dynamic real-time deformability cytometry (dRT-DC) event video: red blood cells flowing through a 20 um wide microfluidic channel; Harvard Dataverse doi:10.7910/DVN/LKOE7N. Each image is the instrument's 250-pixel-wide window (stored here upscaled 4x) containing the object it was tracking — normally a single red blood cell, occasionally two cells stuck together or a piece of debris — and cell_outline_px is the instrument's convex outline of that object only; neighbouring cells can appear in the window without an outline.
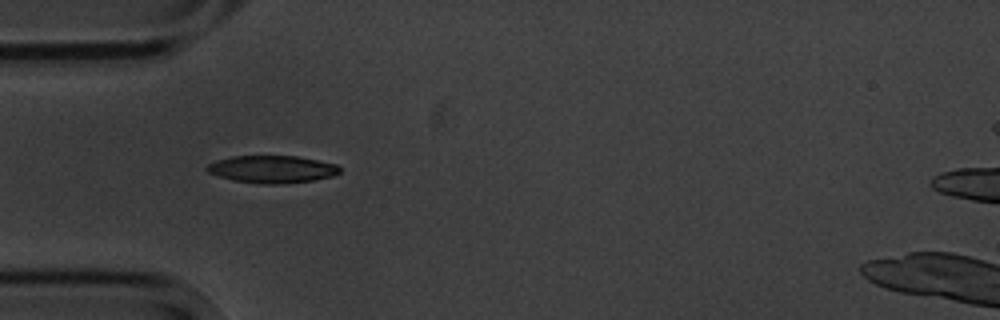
{"species": "common noctule bat (a hibernating species)", "species_latin": "Nyctalus noctula", "temperature_condition": "cold", "stored_images_in_passage": 15, "segment_of_instrument_passage": [1, 2], "camera_frame_rate_fps": 3000, "um_per_image_px": 0.085, "animal": {"sex": "male", "body_mass_g": 20.1, "forearm_length_mm": 53.5}, "frame": {"image": 1, "passage_image": 4, "time_ms": 4.333, "image_size_px": [1000, 320], "cell_outline_px": [[340, 172], [332, 176], [312, 180], [272, 184], [268, 184], [232, 180], [208, 172], [204, 168], [208, 164], [216, 160], [232, 156], [296, 156], [336, 164], [340, 168]], "centroid_in_image_um": [23.09, 14.37], "position_along_channel_um": 61.9, "area_um2": 20.87}}
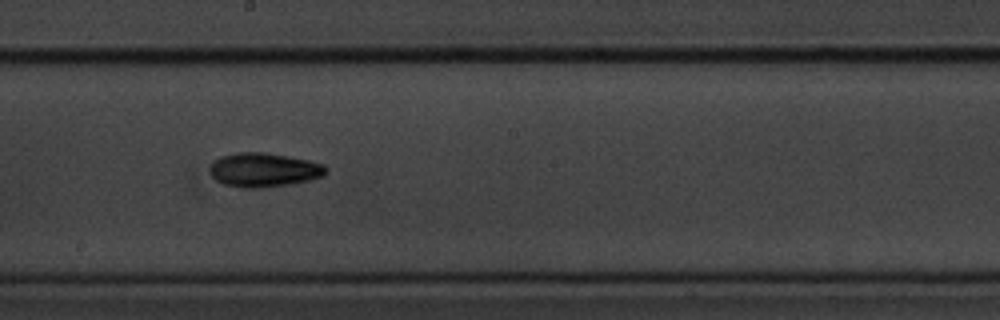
{"frame": {"image": 2, "passage_image": 8, "time_ms": 9.0, "image_size_px": [1000, 320], "cell_outline_px": [[328, 168], [324, 176], [308, 180], [288, 184], [264, 188], [244, 188], [224, 184], [216, 180], [212, 176], [212, 164], [220, 156], [236, 152], [264, 152], [288, 156], [308, 160], [324, 164]], "centroid_in_image_um": [22.46, 14.44], "position_along_channel_um": 225.7, "area_um2": 22.95}}
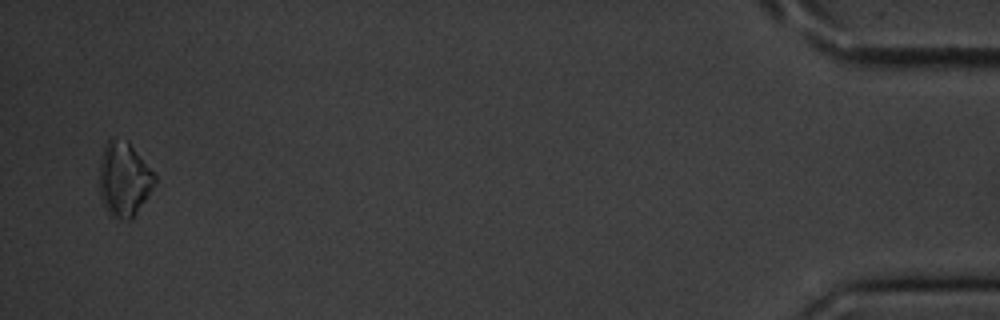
{"frame": {"image": 3, "passage_image": 14, "time_ms": 17.0, "image_size_px": [1000, 320], "cell_outline_px": [[156, 184], [136, 212], [128, 220], [112, 216], [104, 208], [100, 196], [100, 160], [108, 136], [128, 140], [156, 176]], "centroid_in_image_um": [10.53, 15.19], "position_along_channel_um": 424.7, "area_um2": 23.93}}